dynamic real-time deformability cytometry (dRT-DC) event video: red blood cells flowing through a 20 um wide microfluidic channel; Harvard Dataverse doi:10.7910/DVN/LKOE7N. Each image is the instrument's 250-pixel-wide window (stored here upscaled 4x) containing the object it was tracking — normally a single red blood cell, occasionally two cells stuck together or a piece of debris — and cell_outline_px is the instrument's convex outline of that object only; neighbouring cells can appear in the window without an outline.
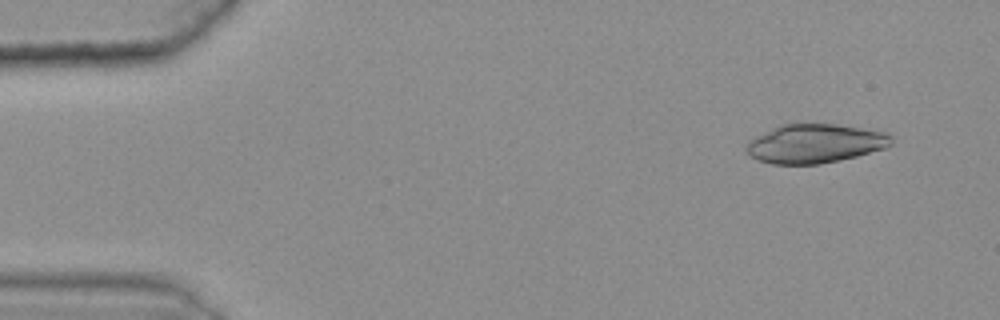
{"species": "common noctule bat (a hibernating species)", "species_latin": "Nyctalus noctula", "temperature_condition": "warm", "stored_images_in_passage": 49, "camera_frame_rate_fps": 3000, "um_per_image_px": 0.085, "animal": {"sex": "female", "body_mass_g": 25.1}, "frame": {"image": 1, "passage_image": 5, "time_ms": 1.333, "image_size_px": [1000, 320], "cell_outline_px": [[892, 144], [884, 148], [856, 156], [840, 160], [820, 164], [772, 164], [756, 160], [744, 148], [748, 140], [780, 124], [836, 124], [888, 132], [892, 136]], "centroid_in_image_um": [69.26, 12.2], "position_along_channel_um": 15.7, "area_um2": 33.0}}
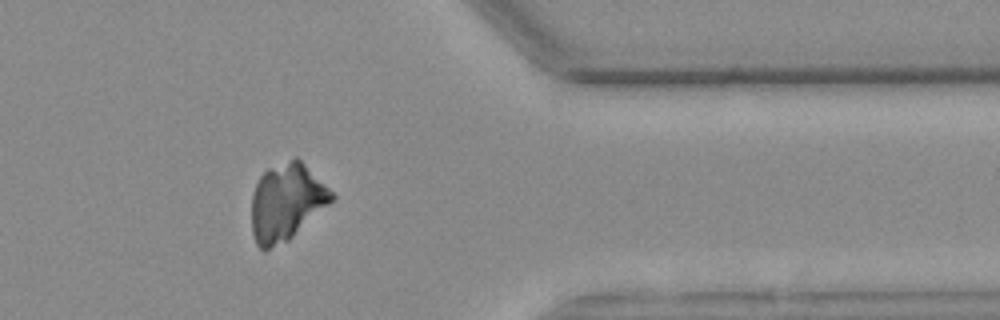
{"frame": {"image": 2, "passage_image": 46, "time_ms": 15.0, "image_size_px": [1000, 320], "cell_outline_px": [[336, 196], [328, 204], [288, 240], [264, 252], [256, 244], [252, 232], [252, 196], [256, 184], [260, 176], [268, 168], [296, 156]], "centroid_in_image_um": [24.31, 17.19], "position_along_channel_um": 387.1, "area_um2": 35.32}}